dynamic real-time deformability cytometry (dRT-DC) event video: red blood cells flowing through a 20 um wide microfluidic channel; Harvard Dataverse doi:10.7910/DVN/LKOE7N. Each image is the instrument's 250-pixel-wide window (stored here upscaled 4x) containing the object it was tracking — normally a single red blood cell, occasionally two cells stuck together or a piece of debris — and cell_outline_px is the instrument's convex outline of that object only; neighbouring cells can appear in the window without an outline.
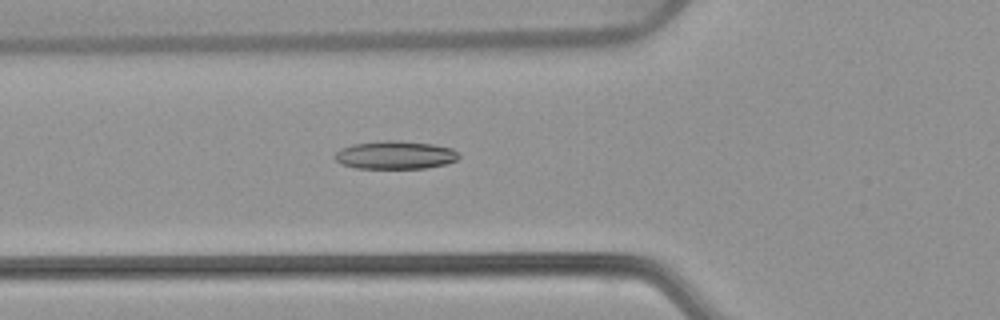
{"species": "common noctule bat (a hibernating species)", "species_latin": "Nyctalus noctula", "temperature_condition": "warm", "stored_images_in_passage": 40, "camera_frame_rate_fps": 3000, "um_per_image_px": 0.085, "animal": {"sex": "female", "body_mass_g": 22.7, "forearm_length_mm": 54.2}, "frame": {"image": 1, "passage_image": 6, "time_ms": 1.667, "image_size_px": [1000, 320], "cell_outline_px": [[460, 156], [456, 160], [448, 164], [424, 168], [356, 168], [340, 164], [332, 156], [340, 148], [352, 144], [384, 140], [400, 140], [432, 144], [452, 148], [460, 152]], "centroid_in_image_um": [33.59, 13.17], "position_along_channel_um": 92.2, "area_um2": 20.63}}
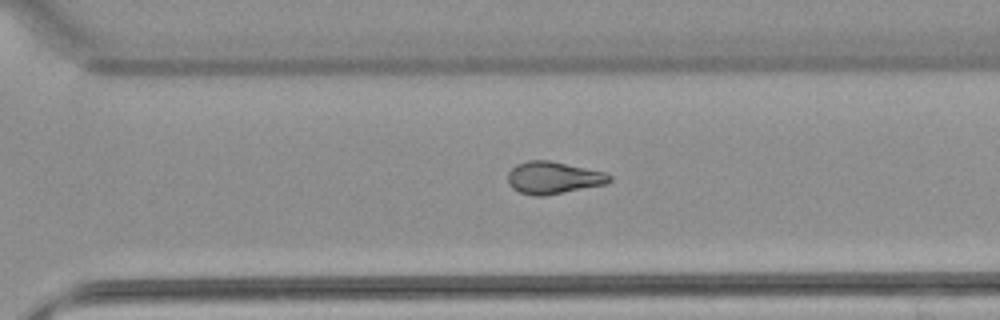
{"frame": {"image": 2, "passage_image": 24, "time_ms": 7.667, "image_size_px": [1000, 320], "cell_outline_px": [[612, 180], [608, 184], [544, 196], [532, 196], [520, 192], [512, 188], [508, 184], [508, 172], [516, 164], [528, 160], [548, 160], [604, 172], [612, 176]], "centroid_in_image_um": [47.03, 15.12], "position_along_channel_um": 323.6, "area_um2": 19.19}}
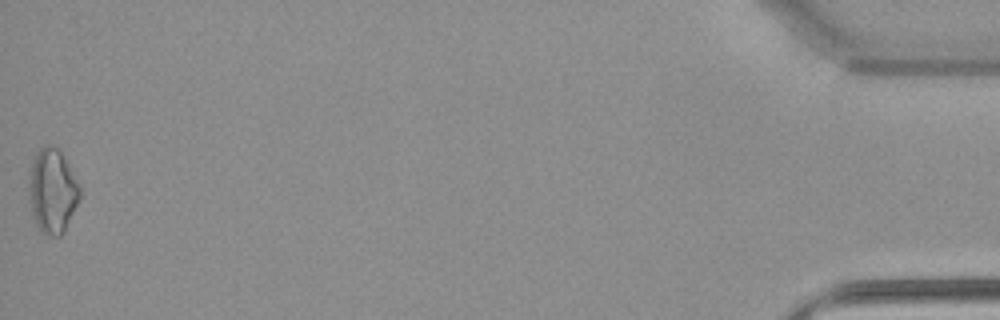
{"frame": {"image": 3, "passage_image": 40, "time_ms": 13.0, "image_size_px": [1000, 320], "cell_outline_px": [[80, 200], [64, 232], [60, 236], [48, 236], [40, 232], [32, 216], [28, 200], [28, 188], [32, 164], [40, 148], [44, 144], [52, 144], [60, 152], [80, 188]], "centroid_in_image_um": [4.43, 16.3], "position_along_channel_um": 430.8, "area_um2": 24.91}, "authors_computed_cell_mechanics": {"area_um2": 19.1607, "velocity_mm_per_s": 3.8508, "shape_relaxation_time_tau1_ms": null, "shape_relaxation_time_tau2_ms": 3.1423, "deformation_change_tau1": null, "deformation_change_tau2": 0.113}}